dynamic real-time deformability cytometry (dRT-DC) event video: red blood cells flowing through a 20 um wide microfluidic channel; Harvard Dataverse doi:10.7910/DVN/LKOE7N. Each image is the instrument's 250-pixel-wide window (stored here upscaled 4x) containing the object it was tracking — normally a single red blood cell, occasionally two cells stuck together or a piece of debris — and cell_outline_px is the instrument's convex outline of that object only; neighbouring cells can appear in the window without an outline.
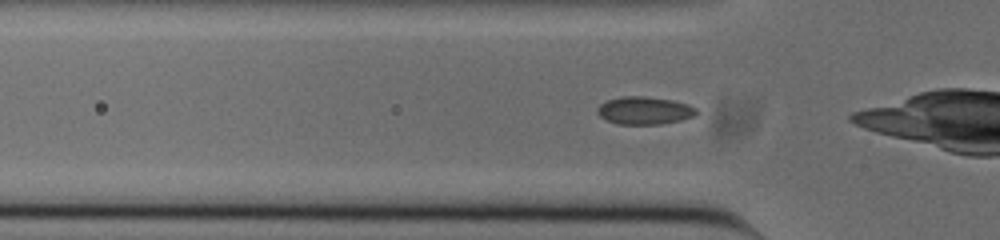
{"species": "common noctule bat (a hibernating species)", "species_latin": "Nyctalus noctula", "temperature_condition": "cold", "stored_images_in_passage": 49, "camera_frame_rate_fps": 3000, "um_per_image_px": 0.085, "animal": {"sex": "male", "body_mass_g": 20.0, "forearm_length_mm": 53.3}, "frame": {"image": 1, "passage_image": 11, "time_ms": 3.333, "image_size_px": [1000, 240], "cell_outline_px": [[696, 116], [680, 120], [660, 124], [616, 124], [600, 116], [596, 112], [596, 108], [600, 104], [608, 100], [624, 96], [644, 96], [672, 100], [688, 104], [696, 108]], "centroid_in_image_um": [54.77, 9.39], "position_along_channel_um": 71.0, "area_um2": 15.95}}
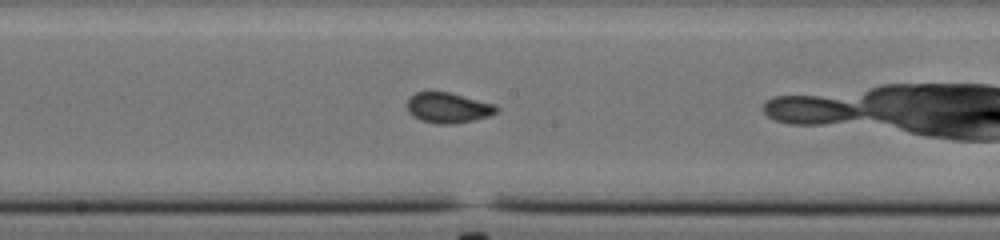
{"frame": {"image": 2, "passage_image": 22, "time_ms": 7.0, "image_size_px": [1000, 240], "cell_outline_px": [[500, 108], [496, 112], [488, 116], [472, 120], [452, 124], [436, 124], [420, 120], [408, 112], [408, 100], [416, 92], [448, 92], [496, 104]], "centroid_in_image_um": [38.11, 9.16], "position_along_channel_um": 210.1, "area_um2": 15.66}}
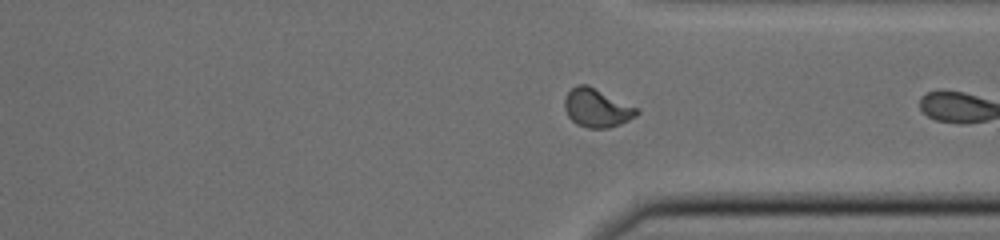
{"frame": {"image": 3, "passage_image": 34, "time_ms": 11.0, "image_size_px": [1000, 240], "cell_outline_px": [[640, 112], [636, 116], [620, 124], [608, 128], [588, 128], [576, 124], [568, 116], [564, 108], [564, 100], [568, 92], [576, 84], [588, 84], [640, 108]], "centroid_in_image_um": [50.75, 9.16], "position_along_channel_um": 360.6, "area_um2": 16.47}, "authors_computed_cell_mechanics": {"area_um2": 15.3748, "velocity_mm_per_s": 3.7805, "shape_relaxation_time_tau1_ms": 6.0431, "shape_relaxation_time_tau2_ms": 0.6026, "deformation_change_tau1": 0.1044, "deformation_change_tau2": 0.0413}}